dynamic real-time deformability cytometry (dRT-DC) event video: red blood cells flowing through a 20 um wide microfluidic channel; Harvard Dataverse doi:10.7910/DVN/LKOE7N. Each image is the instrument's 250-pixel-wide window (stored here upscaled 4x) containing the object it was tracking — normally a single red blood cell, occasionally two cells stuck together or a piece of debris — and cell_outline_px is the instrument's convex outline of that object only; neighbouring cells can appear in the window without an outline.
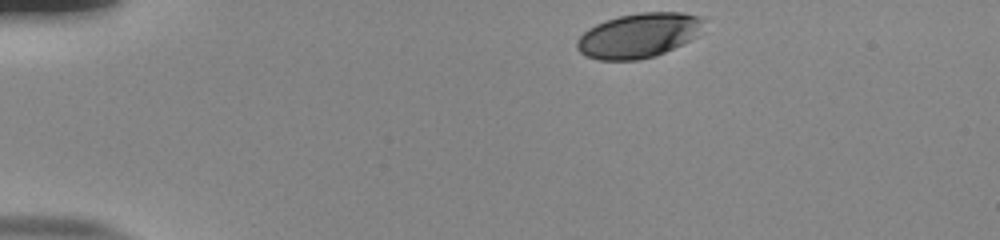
{"species": "human", "species_latin": "Homo sapiens", "temperature_condition": "room temperature", "stored_images_in_passage": 38, "camera_frame_rate_fps": 3000, "um_per_image_px": 0.085, "donor": {"sex": "male"}, "frame": {"image": 1, "passage_image": 1, "time_ms": 0.0, "image_size_px": [1000, 240], "cell_outline_px": [[704, 20], [696, 36], [656, 56], [636, 60], [600, 60], [584, 56], [576, 48], [576, 40], [588, 28], [604, 20], [620, 16], [640, 12], [684, 12], [700, 16]], "centroid_in_image_um": [54.23, 3.01], "position_along_channel_um": 30.8, "area_um2": 32.83}}
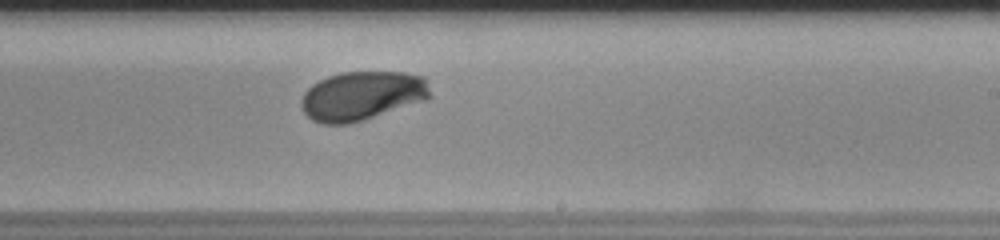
{"frame": {"image": 2, "passage_image": 25, "time_ms": 8.0, "image_size_px": [1000, 240], "cell_outline_px": [[432, 96], [424, 100], [364, 120], [348, 124], [324, 124], [312, 120], [304, 112], [300, 104], [300, 100], [304, 92], [312, 84], [328, 76], [340, 72], [404, 72], [424, 76]], "centroid_in_image_um": [30.75, 8.14], "position_along_channel_um": 258.3, "area_um2": 36.88}}
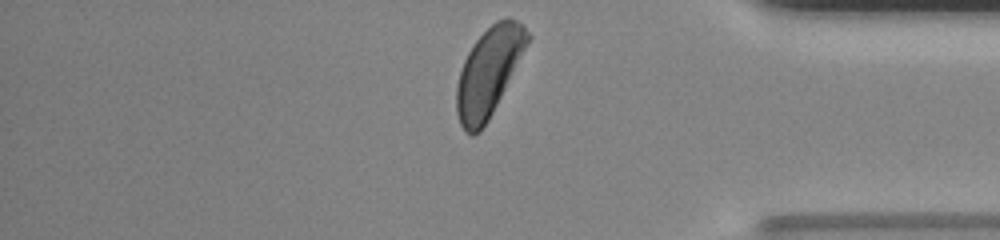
{"frame": {"image": 3, "passage_image": 37, "time_ms": 12.0, "image_size_px": [1000, 240], "cell_outline_px": [[532, 36], [488, 120], [480, 132], [472, 136], [464, 132], [460, 124], [456, 112], [456, 88], [460, 72], [464, 60], [472, 44], [496, 20], [504, 16], [508, 16], [516, 20]], "centroid_in_image_um": [41.52, 6.12], "position_along_channel_um": 393.7, "area_um2": 36.13}, "authors_computed_cell_mechanics": {"area_um2": 35.836, "velocity_mm_per_s": 3.8051, "shape_relaxation_time_tau1_ms": 2.5644, "shape_relaxation_time_tau2_ms": null, "deformation_change_tau1": 0.1476, "deformation_change_tau2": null}}